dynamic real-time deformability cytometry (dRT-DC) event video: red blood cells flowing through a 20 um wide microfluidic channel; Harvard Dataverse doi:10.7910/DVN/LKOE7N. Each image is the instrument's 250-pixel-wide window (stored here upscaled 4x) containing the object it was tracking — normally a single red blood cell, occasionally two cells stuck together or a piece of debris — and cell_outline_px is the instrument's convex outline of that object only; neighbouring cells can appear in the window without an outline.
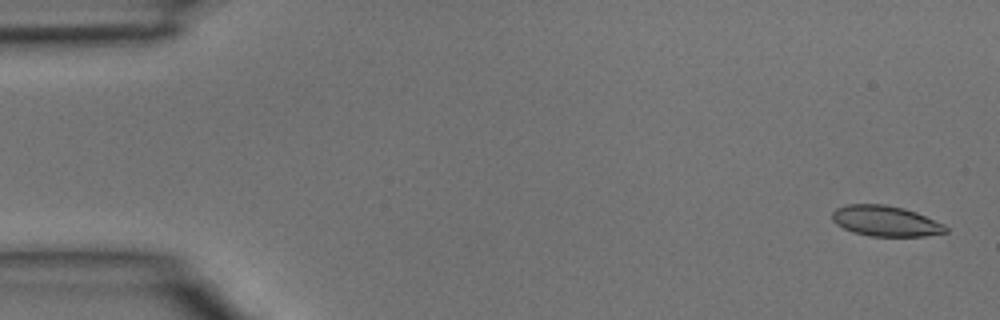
{"species": "common noctule bat (a hibernating species)", "species_latin": "Nyctalus noctula", "temperature_condition": "room temperature", "stored_images_in_passage": 4, "segment_of_instrument_passage": [1, 2], "camera_frame_rate_fps": 3000, "um_per_image_px": 0.085, "animal": {"sex": "male", "body_mass_g": 15.6}, "frame": {"image": 1, "passage_image": 1, "time_ms": 0.0, "image_size_px": [1000, 320], "cell_outline_px": [[948, 232], [924, 236], [868, 236], [852, 232], [836, 224], [832, 220], [832, 212], [836, 208], [848, 204], [884, 204], [904, 208], [916, 212], [944, 224], [948, 228]], "centroid_in_image_um": [75.26, 18.78], "position_along_channel_um": 9.7, "area_um2": 20.29}}